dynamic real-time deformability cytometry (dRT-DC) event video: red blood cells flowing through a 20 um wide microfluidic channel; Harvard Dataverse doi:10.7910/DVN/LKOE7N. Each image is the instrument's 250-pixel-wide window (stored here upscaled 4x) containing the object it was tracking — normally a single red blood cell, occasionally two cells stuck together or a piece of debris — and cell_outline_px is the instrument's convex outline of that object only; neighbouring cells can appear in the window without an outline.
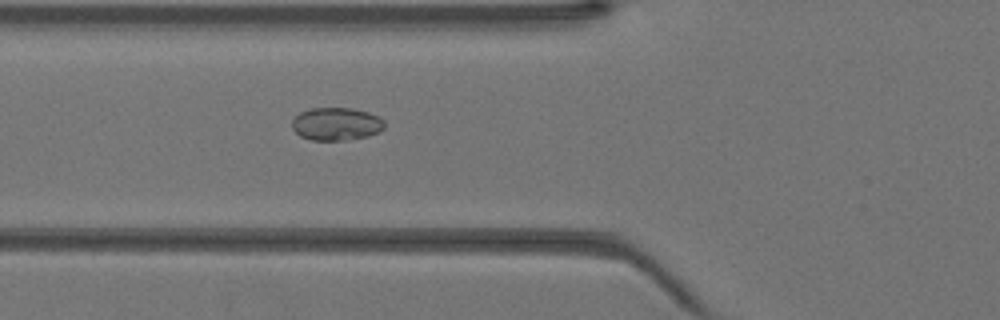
{"species": "Egyptian fruit bat (a non-hibernating species)", "species_latin": "Rousettus aegyptiacus", "temperature_condition": "warm", "stored_images_in_passage": 35, "camera_frame_rate_fps": 3000, "um_per_image_px": 0.085, "animal": {"sex": "female"}, "frame": {"image": 1, "passage_image": 8, "time_ms": 2.333, "image_size_px": [1000, 320], "cell_outline_px": [[384, 128], [368, 136], [344, 140], [312, 140], [300, 136], [292, 128], [292, 120], [300, 112], [312, 108], [352, 108], [368, 112], [384, 120]], "centroid_in_image_um": [28.56, 10.53], "position_along_channel_um": 97.2, "area_um2": 17.57}}
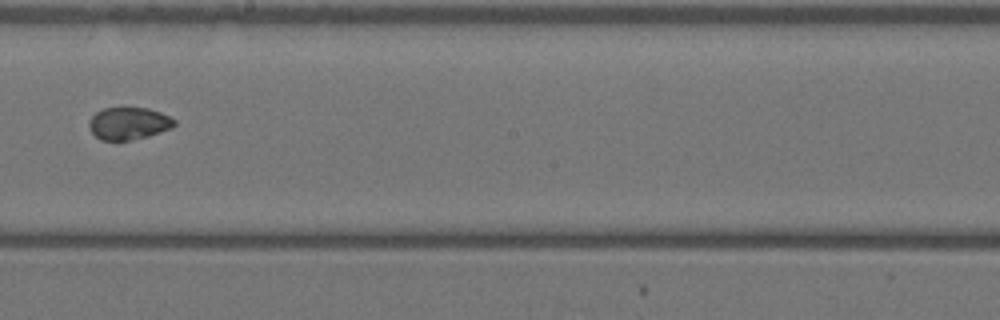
{"frame": {"image": 2, "passage_image": 17, "time_ms": 5.333, "image_size_px": [1000, 320], "cell_outline_px": [[176, 124], [172, 128], [148, 136], [132, 140], [100, 140], [88, 128], [88, 120], [96, 112], [104, 108], [120, 104], [124, 104], [148, 108], [160, 112], [176, 120]], "centroid_in_image_um": [10.91, 10.43], "position_along_channel_um": 237.3, "area_um2": 16.82}}
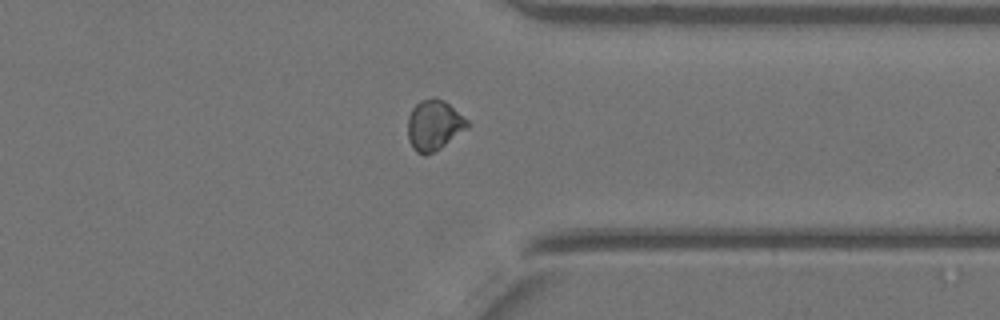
{"frame": {"image": 3, "passage_image": 26, "time_ms": 8.333, "image_size_px": [1000, 320], "cell_outline_px": [[472, 124], [468, 128], [436, 152], [424, 156], [416, 152], [412, 148], [408, 140], [408, 116], [412, 108], [420, 100], [436, 96], [444, 100], [468, 120]], "centroid_in_image_um": [36.9, 10.65], "position_along_channel_um": 374.5, "area_um2": 17.92}}